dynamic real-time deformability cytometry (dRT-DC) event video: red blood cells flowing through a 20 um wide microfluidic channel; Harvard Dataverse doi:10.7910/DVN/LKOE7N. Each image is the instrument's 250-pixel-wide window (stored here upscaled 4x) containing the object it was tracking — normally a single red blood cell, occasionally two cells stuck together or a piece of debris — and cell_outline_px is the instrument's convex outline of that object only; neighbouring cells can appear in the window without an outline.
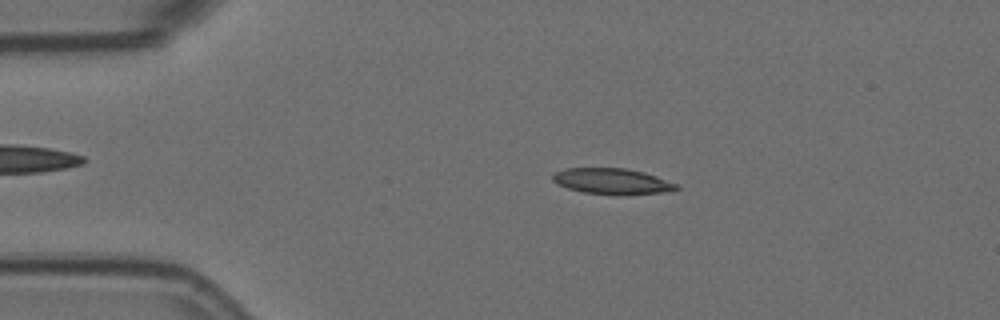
{"species": "Egyptian fruit bat (a non-hibernating species)", "species_latin": "Rousettus aegyptiacus", "temperature_condition": "room temperature", "stored_images_in_passage": 55, "camera_frame_rate_fps": 3000, "um_per_image_px": 0.085, "animal": {"sex": "female"}, "frame": {"image": 1, "passage_image": 10, "time_ms": 3.0, "image_size_px": [1000, 320], "cell_outline_px": [[680, 188], [660, 192], [584, 192], [568, 188], [556, 184], [552, 180], [552, 172], [564, 168], [624, 168], [644, 172], [680, 184]], "centroid_in_image_um": [51.95, 15.34], "position_along_channel_um": 33.0, "area_um2": 17.8}}
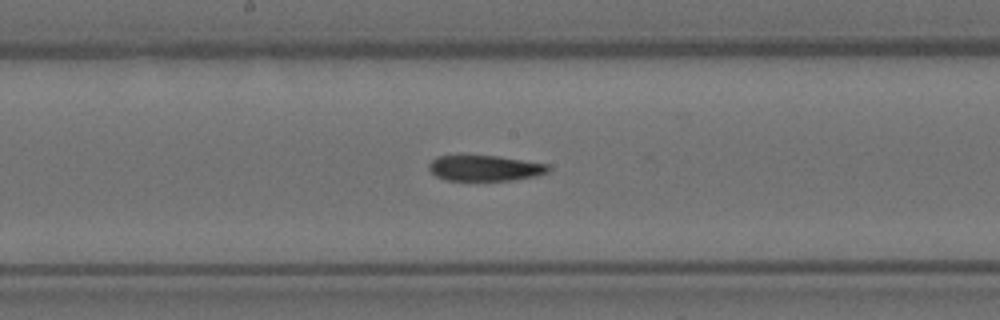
{"frame": {"image": 2, "passage_image": 28, "time_ms": 9.0, "image_size_px": [1000, 320], "cell_outline_px": [[552, 168], [548, 172], [536, 176], [516, 180], [444, 180], [436, 176], [428, 168], [428, 164], [436, 156], [500, 156], [548, 164]], "centroid_in_image_um": [41.25, 14.29], "position_along_channel_um": 207.0, "area_um2": 17.92}}
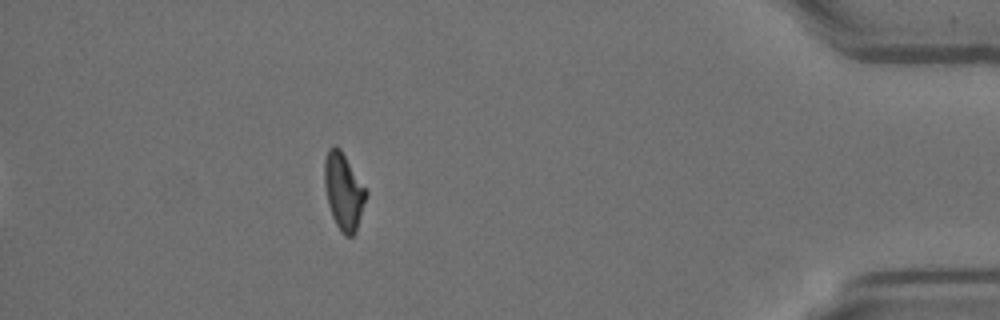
{"frame": {"image": 3, "passage_image": 49, "time_ms": 16.0, "image_size_px": [1000, 320], "cell_outline_px": [[368, 192], [356, 232], [352, 236], [344, 236], [340, 232], [332, 216], [328, 204], [324, 184], [324, 160], [328, 148], [336, 144], [340, 148]], "centroid_in_image_um": [29.19, 16.26], "position_along_channel_um": 406.0, "area_um2": 18.67}, "authors_computed_cell_mechanics": {"area_um2": 18.7272, "velocity_mm_per_s": 3.5882, "shape_relaxation_time_tau1_ms": null, "shape_relaxation_time_tau2_ms": 7.0237, "deformation_change_tau1": null, "deformation_change_tau2": 0.1492}}